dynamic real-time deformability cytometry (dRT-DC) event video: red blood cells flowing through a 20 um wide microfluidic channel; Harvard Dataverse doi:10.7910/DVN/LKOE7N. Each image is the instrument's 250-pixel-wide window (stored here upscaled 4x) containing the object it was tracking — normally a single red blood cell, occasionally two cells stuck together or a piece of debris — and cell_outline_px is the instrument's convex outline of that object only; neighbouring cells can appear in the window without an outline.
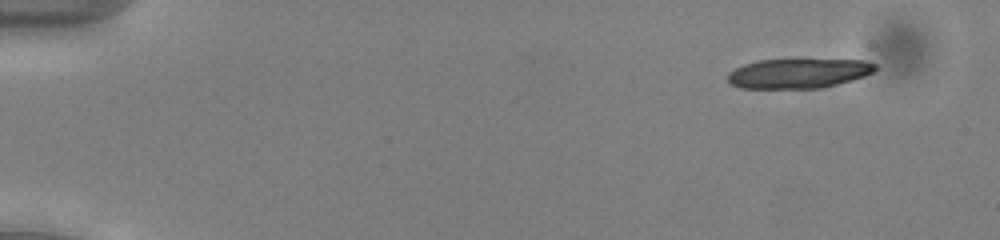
{"species": "common noctule bat (a hibernating species)", "species_latin": "Nyctalus noctula", "temperature_condition": "cold", "stored_images_in_passage": 15, "camera_frame_rate_fps": 3000, "um_per_image_px": 0.085, "animal": {"sex": "male", "body_mass_g": 13.0, "forearm_length_mm": 53.1}, "frame": {"image": 1, "passage_image": 1, "time_ms": 0.0, "image_size_px": [1000, 240], "cell_outline_px": [[876, 68], [872, 72], [864, 76], [852, 80], [820, 88], [740, 88], [732, 84], [728, 80], [728, 72], [744, 64], [760, 60], [864, 60], [876, 64]], "centroid_in_image_um": [67.85, 6.24], "position_along_channel_um": 17.1, "area_um2": 25.2}}